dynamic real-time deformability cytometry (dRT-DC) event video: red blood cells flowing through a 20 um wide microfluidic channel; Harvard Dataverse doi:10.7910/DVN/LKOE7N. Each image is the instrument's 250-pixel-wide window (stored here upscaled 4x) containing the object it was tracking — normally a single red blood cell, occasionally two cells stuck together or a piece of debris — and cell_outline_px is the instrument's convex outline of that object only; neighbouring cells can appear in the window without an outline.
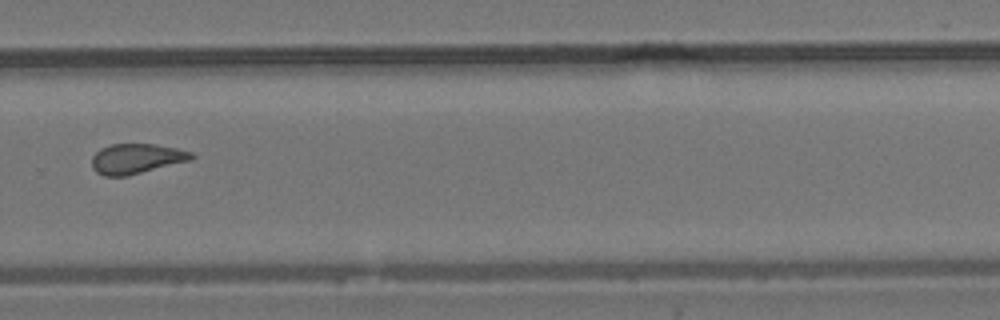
{"species": "common noctule bat (a hibernating species)", "species_latin": "Nyctalus noctula", "temperature_condition": "room temperature", "stored_images_in_passage": 16, "camera_frame_rate_fps": 3000, "um_per_image_px": 0.085, "animal": {"sex": "male", "body_mass_g": 19.2, "forearm_length_mm": 51.8}, "frame": {"image": 1, "passage_image": 10, "time_ms": 3.0, "image_size_px": [1000, 320], "cell_outline_px": [[196, 156], [192, 160], [128, 176], [104, 176], [96, 172], [92, 168], [92, 156], [100, 148], [112, 144], [156, 144], [176, 148], [192, 152]], "centroid_in_image_um": [11.61, 13.49], "position_along_channel_um": 318.2, "area_um2": 17.63}}
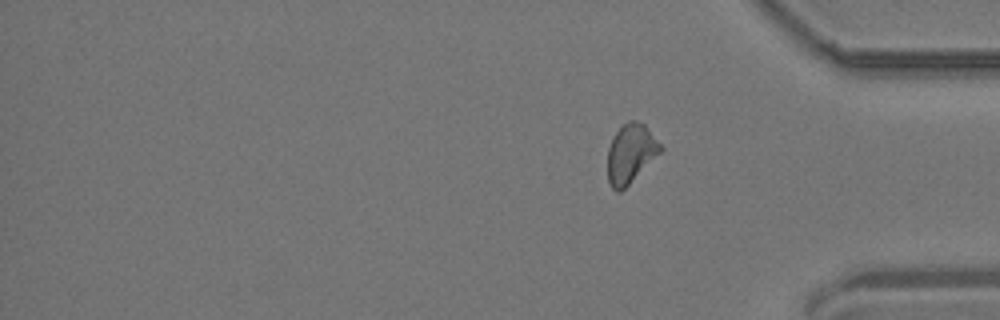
{"frame": {"image": 2, "passage_image": 16, "time_ms": 5.0, "image_size_px": [1000, 320], "cell_outline_px": [[664, 148], [620, 192], [616, 192], [612, 188], [608, 180], [608, 148], [616, 132], [628, 120], [636, 120], [644, 124]], "centroid_in_image_um": [53.59, 13.03], "position_along_channel_um": 381.6, "area_um2": 17.74}}